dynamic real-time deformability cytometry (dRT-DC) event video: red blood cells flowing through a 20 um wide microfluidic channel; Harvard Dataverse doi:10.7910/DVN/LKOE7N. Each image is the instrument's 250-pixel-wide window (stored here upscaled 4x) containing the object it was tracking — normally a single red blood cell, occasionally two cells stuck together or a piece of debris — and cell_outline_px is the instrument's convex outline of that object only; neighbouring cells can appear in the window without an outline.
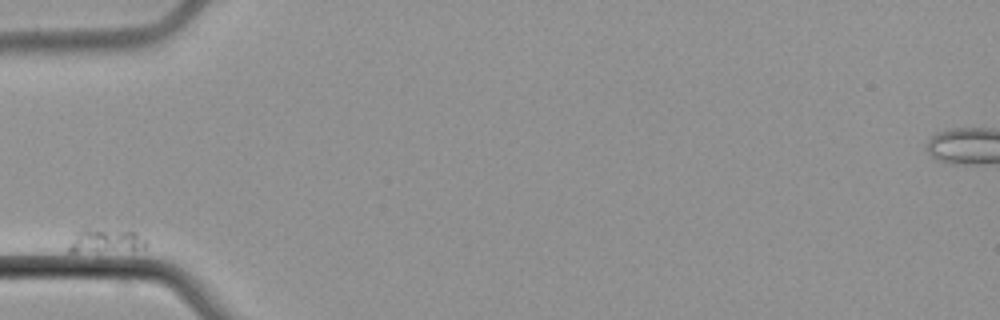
{"species": "common noctule bat (a hibernating species)", "species_latin": "Nyctalus noctula", "temperature_condition": "cold", "stored_images_in_passage": 7, "camera_frame_rate_fps": 3000, "um_per_image_px": 0.085, "animal": {"sex": "male", "body_mass_g": 21.5, "forearm_length_mm": 52.0}, "frame": {"image": 1, "passage_image": 1, "time_ms": 0.0, "image_size_px": [1000, 320], "cell_outline_px": [[148, 244], [144, 248], [96, 252], [68, 252], [68, 248], [76, 232], [80, 228], [96, 228], [136, 232], [144, 236]], "centroid_in_image_um": [8.98, 20.45], "position_along_channel_um": 76.0, "area_um2": 10.98}}
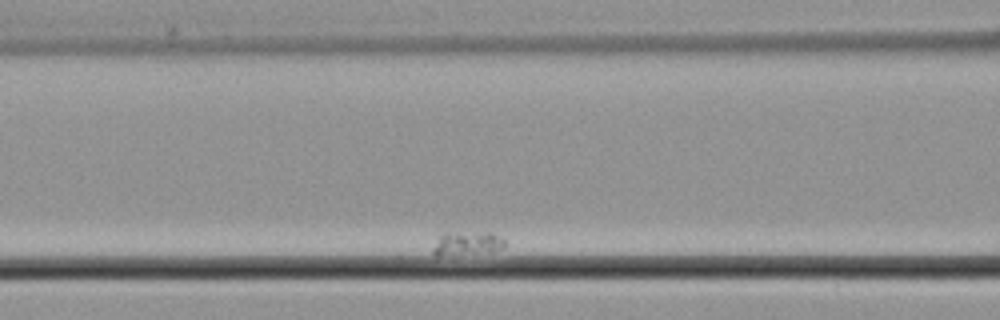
{"frame": {"image": 2, "passage_image": 3, "time_ms": 2.333, "image_size_px": [1000, 320], "cell_outline_px": [[504, 248], [492, 252], [436, 256], [432, 252], [432, 248], [440, 236], [444, 232], [492, 232], [500, 236], [504, 240]], "centroid_in_image_um": [39.72, 20.68], "position_along_channel_um": 126.9, "area_um2": 10.17}}